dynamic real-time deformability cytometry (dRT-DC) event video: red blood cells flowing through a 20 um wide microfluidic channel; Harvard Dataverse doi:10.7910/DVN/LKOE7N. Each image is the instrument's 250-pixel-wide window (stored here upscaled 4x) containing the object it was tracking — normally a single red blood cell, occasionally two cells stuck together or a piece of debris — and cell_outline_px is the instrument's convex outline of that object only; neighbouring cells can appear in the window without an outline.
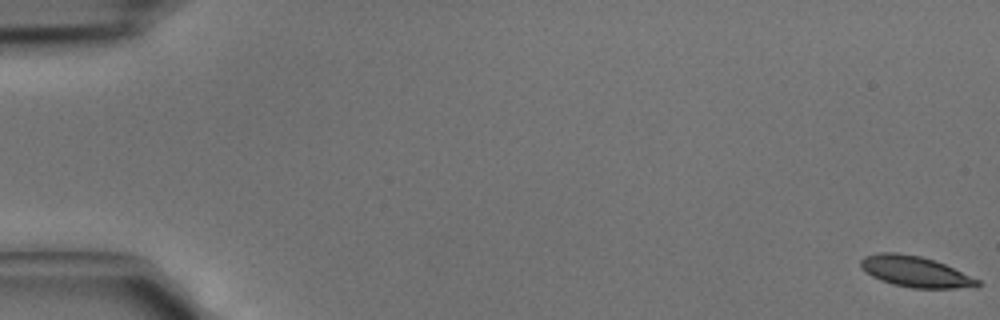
{"species": "common noctule bat (a hibernating species)", "species_latin": "Nyctalus noctula", "temperature_condition": "cold", "stored_images_in_passage": 6, "camera_frame_rate_fps": 3000, "um_per_image_px": 0.085, "animal": {"sex": "male", "body_mass_g": 15.6}, "frame": {"image": 1, "passage_image": 1, "time_ms": 0.0, "image_size_px": [1000, 320], "cell_outline_px": [[980, 284], [976, 288], [912, 288], [892, 284], [880, 280], [872, 276], [860, 268], [860, 260], [864, 256], [876, 252], [896, 252], [920, 256], [944, 264], [980, 280]], "centroid_in_image_um": [77.77, 23.09], "position_along_channel_um": 7.2, "area_um2": 21.1}}